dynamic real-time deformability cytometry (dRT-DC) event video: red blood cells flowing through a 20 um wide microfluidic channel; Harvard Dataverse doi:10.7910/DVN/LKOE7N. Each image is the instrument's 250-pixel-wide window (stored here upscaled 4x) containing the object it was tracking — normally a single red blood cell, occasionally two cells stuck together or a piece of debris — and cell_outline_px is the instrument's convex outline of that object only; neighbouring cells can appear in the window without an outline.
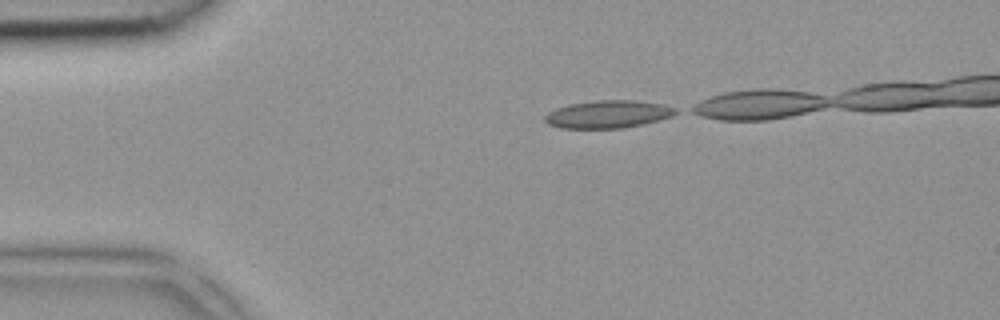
{"species": "common noctule bat (a hibernating species)", "species_latin": "Nyctalus noctula", "temperature_condition": "room temperature", "stored_images_in_passage": 3, "camera_frame_rate_fps": 3000, "um_per_image_px": 0.085, "animal": {"sex": "female", "body_mass_g": 18.4}, "frame": {"image": 1, "passage_image": 1, "time_ms": 0.0, "image_size_px": [1000, 320], "cell_outline_px": [[680, 112], [672, 116], [624, 128], [560, 128], [548, 124], [544, 120], [544, 116], [548, 112], [556, 108], [568, 104], [596, 100], [632, 100], [660, 104], [676, 108]], "centroid_in_image_um": [51.64, 9.7], "position_along_channel_um": 33.4, "area_um2": 20.98}}